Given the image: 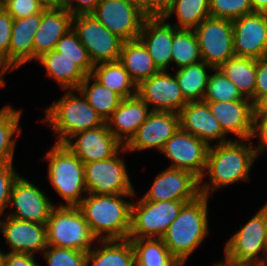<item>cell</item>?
Wrapping results in <instances>:
<instances>
[{
    "mask_svg": "<svg viewBox=\"0 0 267 266\" xmlns=\"http://www.w3.org/2000/svg\"><path fill=\"white\" fill-rule=\"evenodd\" d=\"M64 145L84 164L110 158L124 146L110 132L107 123L76 133Z\"/></svg>",
    "mask_w": 267,
    "mask_h": 266,
    "instance_id": "obj_19",
    "label": "cell"
},
{
    "mask_svg": "<svg viewBox=\"0 0 267 266\" xmlns=\"http://www.w3.org/2000/svg\"><path fill=\"white\" fill-rule=\"evenodd\" d=\"M0 233L11 249L8 252L37 255L47 248L46 224L23 221L11 216L0 217Z\"/></svg>",
    "mask_w": 267,
    "mask_h": 266,
    "instance_id": "obj_21",
    "label": "cell"
},
{
    "mask_svg": "<svg viewBox=\"0 0 267 266\" xmlns=\"http://www.w3.org/2000/svg\"><path fill=\"white\" fill-rule=\"evenodd\" d=\"M255 104L256 59L233 56L218 67Z\"/></svg>",
    "mask_w": 267,
    "mask_h": 266,
    "instance_id": "obj_30",
    "label": "cell"
},
{
    "mask_svg": "<svg viewBox=\"0 0 267 266\" xmlns=\"http://www.w3.org/2000/svg\"><path fill=\"white\" fill-rule=\"evenodd\" d=\"M137 95L151 111L180 113L188 103L184 98L175 74L168 70L158 71L137 86Z\"/></svg>",
    "mask_w": 267,
    "mask_h": 266,
    "instance_id": "obj_16",
    "label": "cell"
},
{
    "mask_svg": "<svg viewBox=\"0 0 267 266\" xmlns=\"http://www.w3.org/2000/svg\"><path fill=\"white\" fill-rule=\"evenodd\" d=\"M179 116L180 128L206 142L209 146L213 141L220 144L232 140L224 134L220 123L204 100L188 102L180 111Z\"/></svg>",
    "mask_w": 267,
    "mask_h": 266,
    "instance_id": "obj_22",
    "label": "cell"
},
{
    "mask_svg": "<svg viewBox=\"0 0 267 266\" xmlns=\"http://www.w3.org/2000/svg\"><path fill=\"white\" fill-rule=\"evenodd\" d=\"M193 31L200 47L201 59L206 64L218 68L235 56L231 20L207 17Z\"/></svg>",
    "mask_w": 267,
    "mask_h": 266,
    "instance_id": "obj_11",
    "label": "cell"
},
{
    "mask_svg": "<svg viewBox=\"0 0 267 266\" xmlns=\"http://www.w3.org/2000/svg\"><path fill=\"white\" fill-rule=\"evenodd\" d=\"M175 14L177 29H194L204 19L210 17L209 0H170L165 19Z\"/></svg>",
    "mask_w": 267,
    "mask_h": 266,
    "instance_id": "obj_36",
    "label": "cell"
},
{
    "mask_svg": "<svg viewBox=\"0 0 267 266\" xmlns=\"http://www.w3.org/2000/svg\"><path fill=\"white\" fill-rule=\"evenodd\" d=\"M215 266H245L242 264H238V263H233L231 261H228L226 259L219 261Z\"/></svg>",
    "mask_w": 267,
    "mask_h": 266,
    "instance_id": "obj_54",
    "label": "cell"
},
{
    "mask_svg": "<svg viewBox=\"0 0 267 266\" xmlns=\"http://www.w3.org/2000/svg\"><path fill=\"white\" fill-rule=\"evenodd\" d=\"M36 61L43 66L46 76L52 78L62 90L78 89L87 76L77 66V61L56 50L43 54Z\"/></svg>",
    "mask_w": 267,
    "mask_h": 266,
    "instance_id": "obj_27",
    "label": "cell"
},
{
    "mask_svg": "<svg viewBox=\"0 0 267 266\" xmlns=\"http://www.w3.org/2000/svg\"><path fill=\"white\" fill-rule=\"evenodd\" d=\"M232 24L235 56L259 59L267 55V13L253 12Z\"/></svg>",
    "mask_w": 267,
    "mask_h": 266,
    "instance_id": "obj_18",
    "label": "cell"
},
{
    "mask_svg": "<svg viewBox=\"0 0 267 266\" xmlns=\"http://www.w3.org/2000/svg\"><path fill=\"white\" fill-rule=\"evenodd\" d=\"M135 194L87 193L78 208L97 240L128 239L131 228V205Z\"/></svg>",
    "mask_w": 267,
    "mask_h": 266,
    "instance_id": "obj_2",
    "label": "cell"
},
{
    "mask_svg": "<svg viewBox=\"0 0 267 266\" xmlns=\"http://www.w3.org/2000/svg\"><path fill=\"white\" fill-rule=\"evenodd\" d=\"M42 20V11L14 19L9 45V71L19 69L33 60L34 35Z\"/></svg>",
    "mask_w": 267,
    "mask_h": 266,
    "instance_id": "obj_26",
    "label": "cell"
},
{
    "mask_svg": "<svg viewBox=\"0 0 267 266\" xmlns=\"http://www.w3.org/2000/svg\"><path fill=\"white\" fill-rule=\"evenodd\" d=\"M101 0H61V4L73 15L91 14Z\"/></svg>",
    "mask_w": 267,
    "mask_h": 266,
    "instance_id": "obj_49",
    "label": "cell"
},
{
    "mask_svg": "<svg viewBox=\"0 0 267 266\" xmlns=\"http://www.w3.org/2000/svg\"><path fill=\"white\" fill-rule=\"evenodd\" d=\"M139 39L146 46L156 67L160 71L168 70L171 65L173 24L164 17H146Z\"/></svg>",
    "mask_w": 267,
    "mask_h": 266,
    "instance_id": "obj_23",
    "label": "cell"
},
{
    "mask_svg": "<svg viewBox=\"0 0 267 266\" xmlns=\"http://www.w3.org/2000/svg\"><path fill=\"white\" fill-rule=\"evenodd\" d=\"M72 28L94 65L119 61L124 41L111 33L92 14L73 16Z\"/></svg>",
    "mask_w": 267,
    "mask_h": 266,
    "instance_id": "obj_10",
    "label": "cell"
},
{
    "mask_svg": "<svg viewBox=\"0 0 267 266\" xmlns=\"http://www.w3.org/2000/svg\"><path fill=\"white\" fill-rule=\"evenodd\" d=\"M252 140L253 138L232 139L209 147L206 169L200 179L201 195L210 197L212 191L237 182L249 181L250 170L259 156L256 147L252 146ZM205 177L209 181H205Z\"/></svg>",
    "mask_w": 267,
    "mask_h": 266,
    "instance_id": "obj_1",
    "label": "cell"
},
{
    "mask_svg": "<svg viewBox=\"0 0 267 266\" xmlns=\"http://www.w3.org/2000/svg\"><path fill=\"white\" fill-rule=\"evenodd\" d=\"M35 259L28 253L3 252L0 266H40Z\"/></svg>",
    "mask_w": 267,
    "mask_h": 266,
    "instance_id": "obj_46",
    "label": "cell"
},
{
    "mask_svg": "<svg viewBox=\"0 0 267 266\" xmlns=\"http://www.w3.org/2000/svg\"><path fill=\"white\" fill-rule=\"evenodd\" d=\"M253 12L267 13V0H249Z\"/></svg>",
    "mask_w": 267,
    "mask_h": 266,
    "instance_id": "obj_50",
    "label": "cell"
},
{
    "mask_svg": "<svg viewBox=\"0 0 267 266\" xmlns=\"http://www.w3.org/2000/svg\"><path fill=\"white\" fill-rule=\"evenodd\" d=\"M10 72L4 65L3 63L0 61V87L3 88V86L6 85V81H5V74Z\"/></svg>",
    "mask_w": 267,
    "mask_h": 266,
    "instance_id": "obj_52",
    "label": "cell"
},
{
    "mask_svg": "<svg viewBox=\"0 0 267 266\" xmlns=\"http://www.w3.org/2000/svg\"><path fill=\"white\" fill-rule=\"evenodd\" d=\"M224 258L245 266H267V230L258 210L224 246ZM261 254V255H260Z\"/></svg>",
    "mask_w": 267,
    "mask_h": 266,
    "instance_id": "obj_7",
    "label": "cell"
},
{
    "mask_svg": "<svg viewBox=\"0 0 267 266\" xmlns=\"http://www.w3.org/2000/svg\"><path fill=\"white\" fill-rule=\"evenodd\" d=\"M212 114L220 123L224 134L234 140L253 138L256 105L251 100L207 102Z\"/></svg>",
    "mask_w": 267,
    "mask_h": 266,
    "instance_id": "obj_20",
    "label": "cell"
},
{
    "mask_svg": "<svg viewBox=\"0 0 267 266\" xmlns=\"http://www.w3.org/2000/svg\"><path fill=\"white\" fill-rule=\"evenodd\" d=\"M171 64L180 69L202 61L200 47L193 29H177L173 25Z\"/></svg>",
    "mask_w": 267,
    "mask_h": 266,
    "instance_id": "obj_37",
    "label": "cell"
},
{
    "mask_svg": "<svg viewBox=\"0 0 267 266\" xmlns=\"http://www.w3.org/2000/svg\"><path fill=\"white\" fill-rule=\"evenodd\" d=\"M2 253H3V251L0 250V262H1V258H2Z\"/></svg>",
    "mask_w": 267,
    "mask_h": 266,
    "instance_id": "obj_57",
    "label": "cell"
},
{
    "mask_svg": "<svg viewBox=\"0 0 267 266\" xmlns=\"http://www.w3.org/2000/svg\"><path fill=\"white\" fill-rule=\"evenodd\" d=\"M40 4L44 9H50L61 5V0H34Z\"/></svg>",
    "mask_w": 267,
    "mask_h": 266,
    "instance_id": "obj_51",
    "label": "cell"
},
{
    "mask_svg": "<svg viewBox=\"0 0 267 266\" xmlns=\"http://www.w3.org/2000/svg\"><path fill=\"white\" fill-rule=\"evenodd\" d=\"M22 109L10 104L0 109V166L14 164V151L18 137L22 134L20 119Z\"/></svg>",
    "mask_w": 267,
    "mask_h": 266,
    "instance_id": "obj_31",
    "label": "cell"
},
{
    "mask_svg": "<svg viewBox=\"0 0 267 266\" xmlns=\"http://www.w3.org/2000/svg\"><path fill=\"white\" fill-rule=\"evenodd\" d=\"M44 115L42 122L57 136L55 143L58 144H64L76 133L106 123L78 89L65 90L58 101L45 108Z\"/></svg>",
    "mask_w": 267,
    "mask_h": 266,
    "instance_id": "obj_4",
    "label": "cell"
},
{
    "mask_svg": "<svg viewBox=\"0 0 267 266\" xmlns=\"http://www.w3.org/2000/svg\"><path fill=\"white\" fill-rule=\"evenodd\" d=\"M259 211L264 216L265 226L267 230V202L259 209Z\"/></svg>",
    "mask_w": 267,
    "mask_h": 266,
    "instance_id": "obj_55",
    "label": "cell"
},
{
    "mask_svg": "<svg viewBox=\"0 0 267 266\" xmlns=\"http://www.w3.org/2000/svg\"><path fill=\"white\" fill-rule=\"evenodd\" d=\"M73 15L61 4L42 10V20L33 41V61L55 49L59 39L72 29Z\"/></svg>",
    "mask_w": 267,
    "mask_h": 266,
    "instance_id": "obj_24",
    "label": "cell"
},
{
    "mask_svg": "<svg viewBox=\"0 0 267 266\" xmlns=\"http://www.w3.org/2000/svg\"><path fill=\"white\" fill-rule=\"evenodd\" d=\"M14 164L0 166V217L9 206L11 189L20 173H17Z\"/></svg>",
    "mask_w": 267,
    "mask_h": 266,
    "instance_id": "obj_42",
    "label": "cell"
},
{
    "mask_svg": "<svg viewBox=\"0 0 267 266\" xmlns=\"http://www.w3.org/2000/svg\"><path fill=\"white\" fill-rule=\"evenodd\" d=\"M207 83L205 102L249 100L244 98L237 86L219 68H213Z\"/></svg>",
    "mask_w": 267,
    "mask_h": 266,
    "instance_id": "obj_38",
    "label": "cell"
},
{
    "mask_svg": "<svg viewBox=\"0 0 267 266\" xmlns=\"http://www.w3.org/2000/svg\"><path fill=\"white\" fill-rule=\"evenodd\" d=\"M42 256L48 266H87V253L71 248L48 245Z\"/></svg>",
    "mask_w": 267,
    "mask_h": 266,
    "instance_id": "obj_40",
    "label": "cell"
},
{
    "mask_svg": "<svg viewBox=\"0 0 267 266\" xmlns=\"http://www.w3.org/2000/svg\"><path fill=\"white\" fill-rule=\"evenodd\" d=\"M200 193V179L193 173L166 168L156 175L149 190L141 197L147 201H184L196 200Z\"/></svg>",
    "mask_w": 267,
    "mask_h": 266,
    "instance_id": "obj_14",
    "label": "cell"
},
{
    "mask_svg": "<svg viewBox=\"0 0 267 266\" xmlns=\"http://www.w3.org/2000/svg\"><path fill=\"white\" fill-rule=\"evenodd\" d=\"M43 158L48 162L51 187L65 201L59 206H78L87 194L84 163L64 144L58 143Z\"/></svg>",
    "mask_w": 267,
    "mask_h": 266,
    "instance_id": "obj_5",
    "label": "cell"
},
{
    "mask_svg": "<svg viewBox=\"0 0 267 266\" xmlns=\"http://www.w3.org/2000/svg\"><path fill=\"white\" fill-rule=\"evenodd\" d=\"M258 137L259 142L255 143L258 155L267 152V114L255 113V132L253 138ZM257 144V145H256Z\"/></svg>",
    "mask_w": 267,
    "mask_h": 266,
    "instance_id": "obj_47",
    "label": "cell"
},
{
    "mask_svg": "<svg viewBox=\"0 0 267 266\" xmlns=\"http://www.w3.org/2000/svg\"><path fill=\"white\" fill-rule=\"evenodd\" d=\"M179 128L180 116L178 113L151 111L125 148L128 153L142 152L153 148L160 152Z\"/></svg>",
    "mask_w": 267,
    "mask_h": 266,
    "instance_id": "obj_17",
    "label": "cell"
},
{
    "mask_svg": "<svg viewBox=\"0 0 267 266\" xmlns=\"http://www.w3.org/2000/svg\"><path fill=\"white\" fill-rule=\"evenodd\" d=\"M125 152L127 153V150L123 146L110 158L84 164L87 193L135 194L136 190L126 169L125 159L120 156Z\"/></svg>",
    "mask_w": 267,
    "mask_h": 266,
    "instance_id": "obj_9",
    "label": "cell"
},
{
    "mask_svg": "<svg viewBox=\"0 0 267 266\" xmlns=\"http://www.w3.org/2000/svg\"><path fill=\"white\" fill-rule=\"evenodd\" d=\"M78 90L105 122L111 117L123 99L116 92L101 85L91 75L86 76Z\"/></svg>",
    "mask_w": 267,
    "mask_h": 266,
    "instance_id": "obj_34",
    "label": "cell"
},
{
    "mask_svg": "<svg viewBox=\"0 0 267 266\" xmlns=\"http://www.w3.org/2000/svg\"><path fill=\"white\" fill-rule=\"evenodd\" d=\"M126 3L132 4L139 8V0H124Z\"/></svg>",
    "mask_w": 267,
    "mask_h": 266,
    "instance_id": "obj_56",
    "label": "cell"
},
{
    "mask_svg": "<svg viewBox=\"0 0 267 266\" xmlns=\"http://www.w3.org/2000/svg\"><path fill=\"white\" fill-rule=\"evenodd\" d=\"M267 96V55L256 59L255 105Z\"/></svg>",
    "mask_w": 267,
    "mask_h": 266,
    "instance_id": "obj_45",
    "label": "cell"
},
{
    "mask_svg": "<svg viewBox=\"0 0 267 266\" xmlns=\"http://www.w3.org/2000/svg\"><path fill=\"white\" fill-rule=\"evenodd\" d=\"M170 0H139V10L146 17H163Z\"/></svg>",
    "mask_w": 267,
    "mask_h": 266,
    "instance_id": "obj_48",
    "label": "cell"
},
{
    "mask_svg": "<svg viewBox=\"0 0 267 266\" xmlns=\"http://www.w3.org/2000/svg\"><path fill=\"white\" fill-rule=\"evenodd\" d=\"M10 206L15 210L6 211V216L46 224L56 204L37 185L19 175L11 189Z\"/></svg>",
    "mask_w": 267,
    "mask_h": 266,
    "instance_id": "obj_12",
    "label": "cell"
},
{
    "mask_svg": "<svg viewBox=\"0 0 267 266\" xmlns=\"http://www.w3.org/2000/svg\"><path fill=\"white\" fill-rule=\"evenodd\" d=\"M186 204L184 201H132L128 239H161Z\"/></svg>",
    "mask_w": 267,
    "mask_h": 266,
    "instance_id": "obj_8",
    "label": "cell"
},
{
    "mask_svg": "<svg viewBox=\"0 0 267 266\" xmlns=\"http://www.w3.org/2000/svg\"><path fill=\"white\" fill-rule=\"evenodd\" d=\"M209 145L179 128L160 151L171 160L169 168L186 170L202 178L207 163Z\"/></svg>",
    "mask_w": 267,
    "mask_h": 266,
    "instance_id": "obj_13",
    "label": "cell"
},
{
    "mask_svg": "<svg viewBox=\"0 0 267 266\" xmlns=\"http://www.w3.org/2000/svg\"><path fill=\"white\" fill-rule=\"evenodd\" d=\"M257 111L262 114H267V96L256 106Z\"/></svg>",
    "mask_w": 267,
    "mask_h": 266,
    "instance_id": "obj_53",
    "label": "cell"
},
{
    "mask_svg": "<svg viewBox=\"0 0 267 266\" xmlns=\"http://www.w3.org/2000/svg\"><path fill=\"white\" fill-rule=\"evenodd\" d=\"M150 112L148 105L135 95L122 99L106 123L110 132L125 146Z\"/></svg>",
    "mask_w": 267,
    "mask_h": 266,
    "instance_id": "obj_25",
    "label": "cell"
},
{
    "mask_svg": "<svg viewBox=\"0 0 267 266\" xmlns=\"http://www.w3.org/2000/svg\"><path fill=\"white\" fill-rule=\"evenodd\" d=\"M213 66L200 61L189 66L176 69L173 73L176 76L179 87L184 98L190 101H203L206 93L210 71ZM210 70V71H209Z\"/></svg>",
    "mask_w": 267,
    "mask_h": 266,
    "instance_id": "obj_33",
    "label": "cell"
},
{
    "mask_svg": "<svg viewBox=\"0 0 267 266\" xmlns=\"http://www.w3.org/2000/svg\"><path fill=\"white\" fill-rule=\"evenodd\" d=\"M91 14L123 41L138 39L146 18L138 7L124 0H101Z\"/></svg>",
    "mask_w": 267,
    "mask_h": 266,
    "instance_id": "obj_15",
    "label": "cell"
},
{
    "mask_svg": "<svg viewBox=\"0 0 267 266\" xmlns=\"http://www.w3.org/2000/svg\"><path fill=\"white\" fill-rule=\"evenodd\" d=\"M209 197L186 203L161 238L170 253L184 266L209 233Z\"/></svg>",
    "mask_w": 267,
    "mask_h": 266,
    "instance_id": "obj_3",
    "label": "cell"
},
{
    "mask_svg": "<svg viewBox=\"0 0 267 266\" xmlns=\"http://www.w3.org/2000/svg\"><path fill=\"white\" fill-rule=\"evenodd\" d=\"M14 18L0 4V61L9 70V45Z\"/></svg>",
    "mask_w": 267,
    "mask_h": 266,
    "instance_id": "obj_43",
    "label": "cell"
},
{
    "mask_svg": "<svg viewBox=\"0 0 267 266\" xmlns=\"http://www.w3.org/2000/svg\"><path fill=\"white\" fill-rule=\"evenodd\" d=\"M96 243L98 245L87 252V266H135L134 249L129 239L98 240Z\"/></svg>",
    "mask_w": 267,
    "mask_h": 266,
    "instance_id": "obj_29",
    "label": "cell"
},
{
    "mask_svg": "<svg viewBox=\"0 0 267 266\" xmlns=\"http://www.w3.org/2000/svg\"><path fill=\"white\" fill-rule=\"evenodd\" d=\"M46 226L49 246L71 248L87 253L93 248V242L98 241L78 206L57 204Z\"/></svg>",
    "mask_w": 267,
    "mask_h": 266,
    "instance_id": "obj_6",
    "label": "cell"
},
{
    "mask_svg": "<svg viewBox=\"0 0 267 266\" xmlns=\"http://www.w3.org/2000/svg\"><path fill=\"white\" fill-rule=\"evenodd\" d=\"M91 76L123 99L137 95V85L119 61L94 65Z\"/></svg>",
    "mask_w": 267,
    "mask_h": 266,
    "instance_id": "obj_32",
    "label": "cell"
},
{
    "mask_svg": "<svg viewBox=\"0 0 267 266\" xmlns=\"http://www.w3.org/2000/svg\"><path fill=\"white\" fill-rule=\"evenodd\" d=\"M119 62L137 86L160 71L139 38L123 42Z\"/></svg>",
    "mask_w": 267,
    "mask_h": 266,
    "instance_id": "obj_28",
    "label": "cell"
},
{
    "mask_svg": "<svg viewBox=\"0 0 267 266\" xmlns=\"http://www.w3.org/2000/svg\"><path fill=\"white\" fill-rule=\"evenodd\" d=\"M134 249L135 266H183L162 239H129Z\"/></svg>",
    "mask_w": 267,
    "mask_h": 266,
    "instance_id": "obj_35",
    "label": "cell"
},
{
    "mask_svg": "<svg viewBox=\"0 0 267 266\" xmlns=\"http://www.w3.org/2000/svg\"><path fill=\"white\" fill-rule=\"evenodd\" d=\"M210 17L235 20L253 13L249 0H209Z\"/></svg>",
    "mask_w": 267,
    "mask_h": 266,
    "instance_id": "obj_41",
    "label": "cell"
},
{
    "mask_svg": "<svg viewBox=\"0 0 267 266\" xmlns=\"http://www.w3.org/2000/svg\"><path fill=\"white\" fill-rule=\"evenodd\" d=\"M63 56L77 61V66L86 74L91 75L94 64L91 61L87 49L82 45L77 33L70 29L56 44L55 49Z\"/></svg>",
    "mask_w": 267,
    "mask_h": 266,
    "instance_id": "obj_39",
    "label": "cell"
},
{
    "mask_svg": "<svg viewBox=\"0 0 267 266\" xmlns=\"http://www.w3.org/2000/svg\"><path fill=\"white\" fill-rule=\"evenodd\" d=\"M0 4L14 19L28 17L44 9L34 0H2Z\"/></svg>",
    "mask_w": 267,
    "mask_h": 266,
    "instance_id": "obj_44",
    "label": "cell"
}]
</instances>
